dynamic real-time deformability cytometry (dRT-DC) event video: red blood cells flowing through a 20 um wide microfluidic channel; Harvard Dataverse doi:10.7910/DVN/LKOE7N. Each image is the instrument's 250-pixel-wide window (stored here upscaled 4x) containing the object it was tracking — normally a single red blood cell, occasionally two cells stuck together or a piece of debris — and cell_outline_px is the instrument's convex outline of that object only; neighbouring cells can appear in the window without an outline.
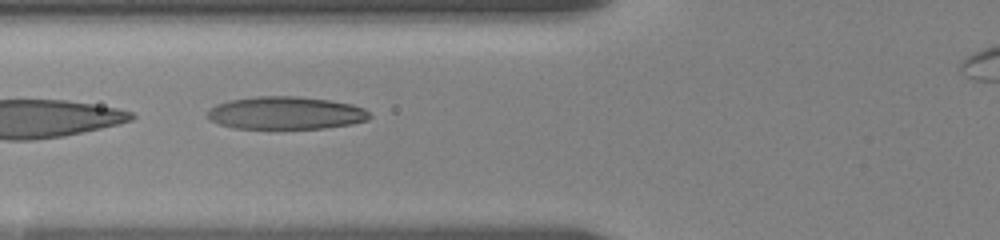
{"species": "human", "species_latin": "Homo sapiens", "temperature_condition": "room temperature", "stored_images_in_passage": 27, "camera_frame_rate_fps": 3000, "um_per_image_px": 0.085, "donor": {"sex": "female"}, "frame": {"image": 1, "passage_image": 15, "time_ms": 5.333, "image_size_px": [1000, 240], "cell_outline_px": [[372, 116], [368, 120], [352, 124], [324, 128], [236, 128], [220, 124], [212, 120], [208, 116], [208, 108], [216, 104], [228, 100], [256, 96], [296, 96], [328, 100], [352, 104], [364, 108]], "centroid_in_image_um": [24.31, 9.59], "position_along_channel_um": 101.5, "area_um2": 30.87}}
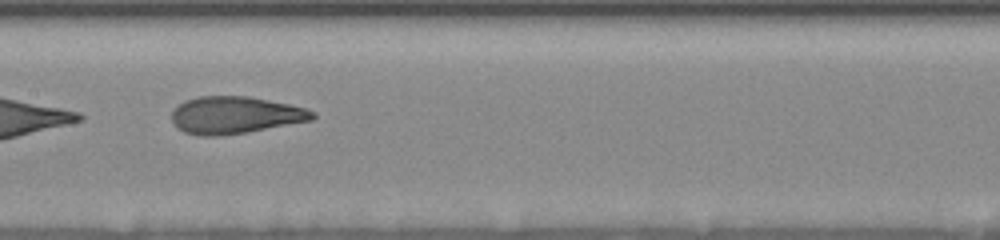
{"frame": {"image": 2, "passage_image": 21, "time_ms": 7.667, "image_size_px": [1000, 240], "cell_outline_px": [[316, 116], [312, 120], [244, 132], [212, 136], [204, 136], [184, 132], [172, 120], [172, 112], [184, 100], [196, 96], [248, 96], [308, 108], [316, 112]], "centroid_in_image_um": [20.01, 9.76], "position_along_channel_um": 187.4, "area_um2": 30.11}}
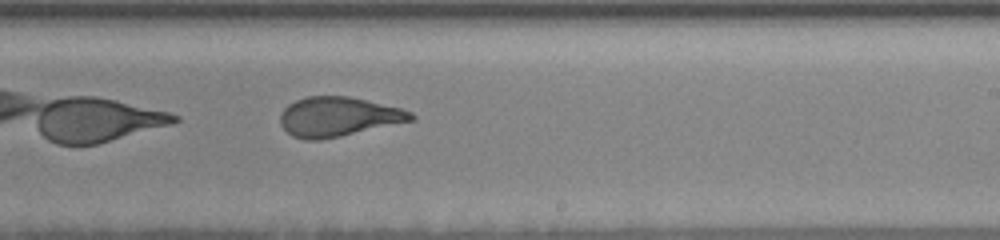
{"frame": {"image": 3, "passage_image": 27, "time_ms": 9.667, "image_size_px": [1000, 240], "cell_outline_px": [[416, 120], [340, 136], [320, 140], [304, 140], [292, 136], [280, 124], [280, 116], [284, 108], [288, 104], [296, 100], [308, 96], [348, 96], [400, 108], [412, 112], [416, 116]], "centroid_in_image_um": [28.75, 9.93], "position_along_channel_um": 260.2, "area_um2": 30.06}}